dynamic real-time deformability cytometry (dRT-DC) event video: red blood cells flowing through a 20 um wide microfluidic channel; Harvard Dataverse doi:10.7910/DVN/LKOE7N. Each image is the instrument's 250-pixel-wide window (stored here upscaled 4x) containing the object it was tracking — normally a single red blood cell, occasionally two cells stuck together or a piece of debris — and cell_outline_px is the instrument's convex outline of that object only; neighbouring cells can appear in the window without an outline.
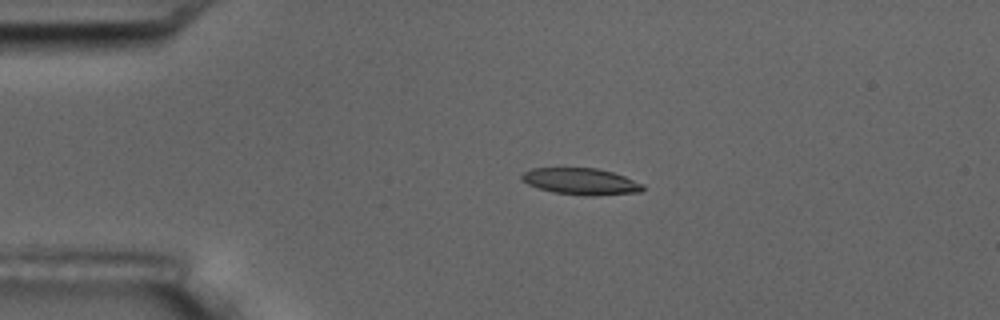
{"species": "common noctule bat (a hibernating species)", "species_latin": "Nyctalus noctula", "temperature_condition": "room temperature", "stored_images_in_passage": 3, "camera_frame_rate_fps": 3000, "um_per_image_px": 0.085, "animal": {"sex": "male", "body_mass_g": 17.5, "forearm_length_mm": 52.3}, "frame": {"image": 1, "passage_image": 2, "time_ms": 2.333, "image_size_px": [1000, 320], "cell_outline_px": [[644, 188], [640, 192], [596, 196], [584, 196], [552, 192], [528, 184], [520, 180], [520, 176], [524, 172], [532, 168], [596, 168], [612, 172], [624, 176], [644, 184]], "centroid_in_image_um": [49.38, 15.43], "position_along_channel_um": 35.6, "area_um2": 18.84}}